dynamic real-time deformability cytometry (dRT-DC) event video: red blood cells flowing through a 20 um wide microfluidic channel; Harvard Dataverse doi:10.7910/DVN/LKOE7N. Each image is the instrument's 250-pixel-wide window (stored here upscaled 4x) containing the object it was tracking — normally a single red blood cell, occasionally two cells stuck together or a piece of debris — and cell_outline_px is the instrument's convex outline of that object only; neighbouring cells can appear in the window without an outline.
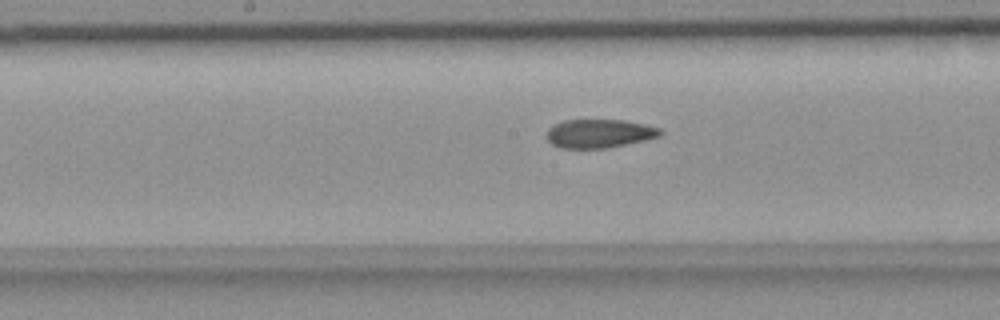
{"species": "common noctule bat (a hibernating species)", "species_latin": "Nyctalus noctula", "temperature_condition": "room temperature", "stored_images_in_passage": 29, "camera_frame_rate_fps": 3000, "um_per_image_px": 0.085, "animal": {"sex": "female", "body_mass_g": 18.4}, "frame": {"image": 1, "passage_image": 12, "time_ms": 3.667, "image_size_px": [1000, 320], "cell_outline_px": [[664, 132], [660, 136], [644, 140], [604, 148], [560, 148], [552, 144], [548, 140], [548, 128], [564, 120], [624, 120], [644, 124], [660, 128]], "centroid_in_image_um": [50.95, 11.34], "position_along_channel_um": 197.2, "area_um2": 18.73}}
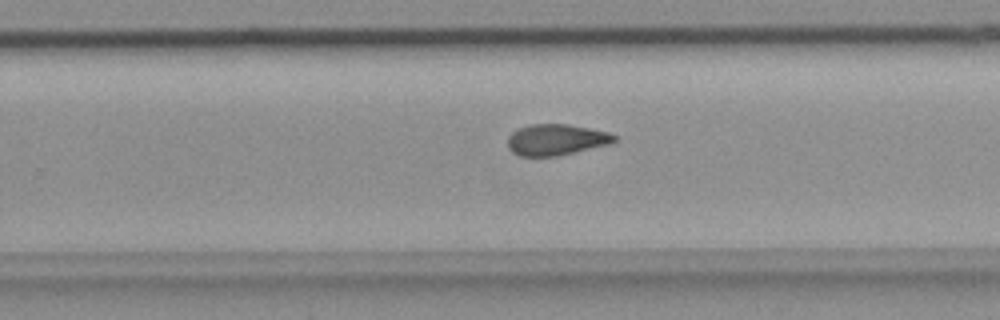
{"frame": {"image": 2, "passage_image": 19, "time_ms": 6.0, "image_size_px": [1000, 320], "cell_outline_px": [[616, 140], [608, 144], [556, 156], [520, 156], [512, 152], [508, 148], [508, 136], [516, 128], [532, 124], [568, 124], [608, 132], [616, 136]], "centroid_in_image_um": [47.22, 11.87], "position_along_channel_um": 282.6, "area_um2": 19.19}}
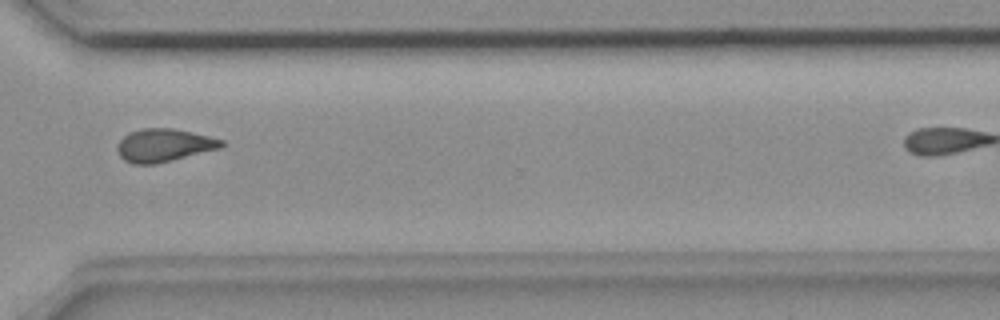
{"frame": {"image": 3, "passage_image": 25, "time_ms": 8.0, "image_size_px": [1000, 320], "cell_outline_px": [[224, 144], [220, 148], [156, 164], [132, 164], [124, 160], [120, 156], [116, 148], [120, 140], [124, 136], [132, 132], [144, 128], [172, 128], [208, 136], [224, 140]], "centroid_in_image_um": [13.92, 12.35], "position_along_channel_um": 356.7, "area_um2": 19.77}}